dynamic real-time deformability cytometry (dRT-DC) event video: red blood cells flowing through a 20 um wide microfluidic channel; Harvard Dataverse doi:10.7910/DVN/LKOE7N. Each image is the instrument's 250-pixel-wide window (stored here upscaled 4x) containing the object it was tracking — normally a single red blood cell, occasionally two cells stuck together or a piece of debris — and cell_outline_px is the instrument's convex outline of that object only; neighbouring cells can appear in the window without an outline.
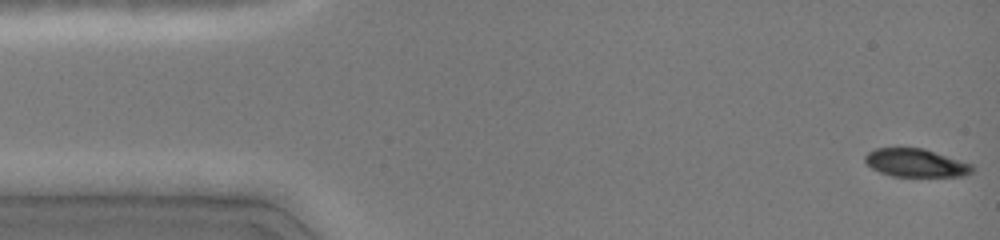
{"species": "common noctule bat (a hibernating species)", "species_latin": "Nyctalus noctula", "temperature_condition": "cold", "stored_images_in_passage": 8, "camera_frame_rate_fps": 3000, "um_per_image_px": 0.085, "animal": {"sex": "female", "body_mass_g": 19.0, "forearm_length_mm": 51.5}, "frame": {"image": 1, "passage_image": 1, "time_ms": 0.0, "image_size_px": [1000, 240], "cell_outline_px": [[976, 168], [972, 172], [964, 176], [892, 176], [880, 172], [872, 168], [864, 160], [864, 156], [868, 152], [876, 148], [924, 148], [972, 164]], "centroid_in_image_um": [77.86, 13.84], "position_along_channel_um": 7.1, "area_um2": 17.57}}